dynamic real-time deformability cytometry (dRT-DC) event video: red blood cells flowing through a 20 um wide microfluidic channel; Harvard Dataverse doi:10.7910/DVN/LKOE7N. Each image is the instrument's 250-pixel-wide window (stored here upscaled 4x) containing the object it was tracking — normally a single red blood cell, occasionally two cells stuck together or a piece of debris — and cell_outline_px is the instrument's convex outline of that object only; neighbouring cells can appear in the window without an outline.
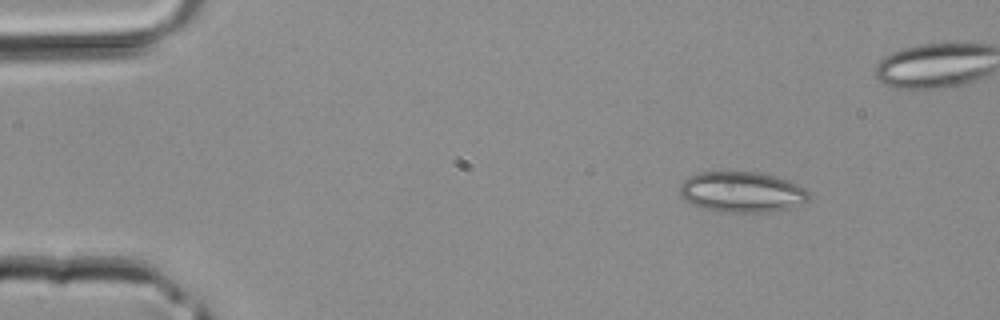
{"species": "common noctule bat (a hibernating species)", "species_latin": "Nyctalus noctula", "temperature_condition": "room temperature", "stored_images_in_passage": 9, "camera_frame_rate_fps": 3000, "um_per_image_px": 0.085, "animal": {"sex": "male", "body_mass_g": 20.4}, "frame": {"image": 1, "passage_image": 2, "time_ms": 0.333, "image_size_px": [1000, 320], "cell_outline_px": [[808, 200], [800, 204], [788, 208], [768, 212], [720, 212], [704, 208], [692, 204], [684, 200], [680, 196], [680, 184], [688, 176], [700, 172], [760, 172], [776, 176], [788, 180], [804, 188], [808, 192]], "centroid_in_image_um": [63.03, 16.32], "position_along_channel_um": 22.0, "area_um2": 30.58}}